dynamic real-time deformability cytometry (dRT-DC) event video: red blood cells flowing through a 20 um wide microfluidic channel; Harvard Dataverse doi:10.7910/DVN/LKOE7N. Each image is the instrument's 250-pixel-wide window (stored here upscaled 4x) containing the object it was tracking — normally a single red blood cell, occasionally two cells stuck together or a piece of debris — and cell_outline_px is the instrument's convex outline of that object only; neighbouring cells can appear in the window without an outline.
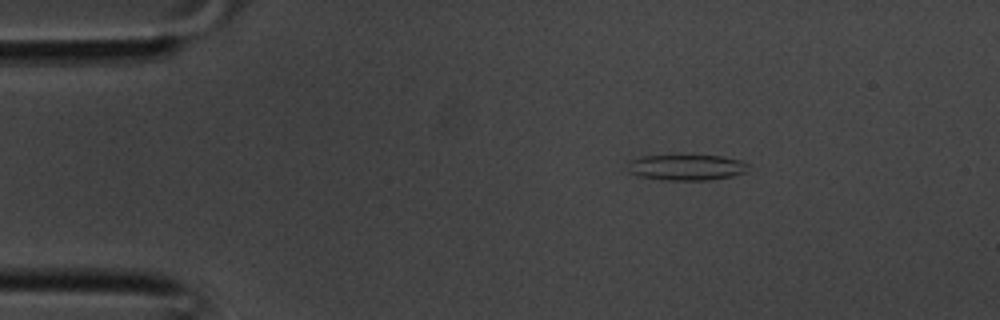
{"species": "common noctule bat (a hibernating species)", "species_latin": "Nyctalus noctula", "temperature_condition": "room temperature", "stored_images_in_passage": 32, "camera_frame_rate_fps": 3000, "um_per_image_px": 0.085, "animal": {"sex": "male", "body_mass_g": 20.1, "forearm_length_mm": 53.5}, "frame": {"image": 1, "passage_image": 1, "time_ms": 0.0, "image_size_px": [1000, 320], "cell_outline_px": [[752, 164], [748, 172], [732, 176], [708, 180], [668, 180], [640, 176], [628, 172], [628, 164], [632, 160], [640, 156], [724, 156], [740, 160]], "centroid_in_image_um": [58.44, 14.23], "position_along_channel_um": 26.6, "area_um2": 18.15}}
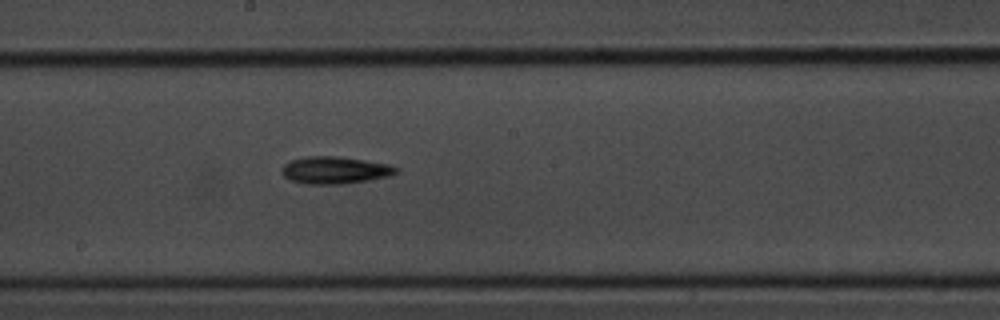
{"frame": {"image": 2, "passage_image": 15, "time_ms": 4.667, "image_size_px": [1000, 320], "cell_outline_px": [[400, 168], [396, 172], [388, 176], [368, 180], [344, 184], [304, 184], [292, 180], [284, 176], [280, 172], [280, 168], [284, 164], [292, 160], [308, 156], [340, 156], [392, 164]], "centroid_in_image_um": [28.47, 14.46], "position_along_channel_um": 219.7, "area_um2": 18.32}}
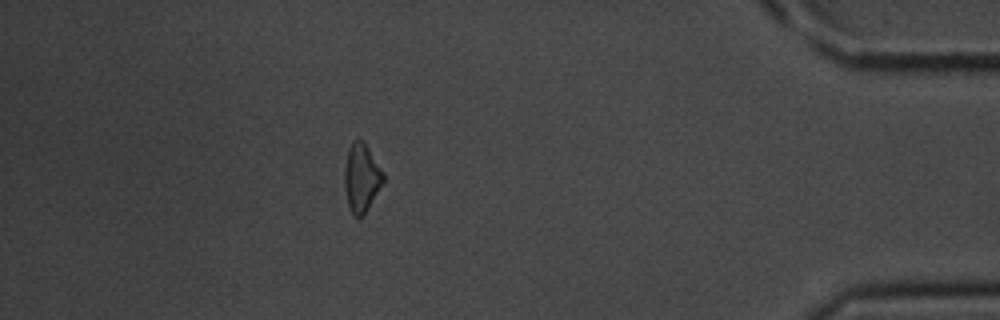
{"frame": {"image": 3, "passage_image": 28, "time_ms": 9.0, "image_size_px": [1000, 320], "cell_outline_px": [[384, 180], [364, 212], [360, 216], [352, 216], [348, 204], [344, 188], [344, 168], [348, 148], [352, 140], [364, 140], [384, 172]], "centroid_in_image_um": [30.7, 15.04], "position_along_channel_um": 404.5, "area_um2": 15.32}}